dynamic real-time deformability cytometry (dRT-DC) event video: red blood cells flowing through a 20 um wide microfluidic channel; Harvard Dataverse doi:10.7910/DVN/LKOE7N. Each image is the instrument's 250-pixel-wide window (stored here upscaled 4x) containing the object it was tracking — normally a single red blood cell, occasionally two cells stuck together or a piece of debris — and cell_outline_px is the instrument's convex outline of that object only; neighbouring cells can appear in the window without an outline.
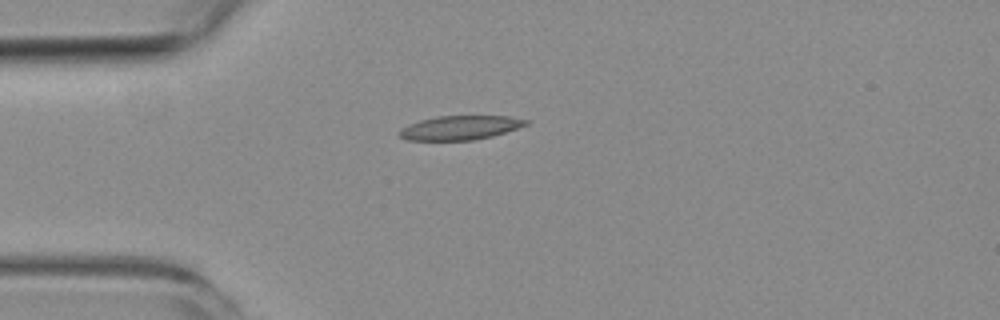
{"species": "common noctule bat (a hibernating species)", "species_latin": "Nyctalus noctula", "temperature_condition": "room temperature", "stored_images_in_passage": 4, "camera_frame_rate_fps": 3000, "um_per_image_px": 0.085, "animal": {"sex": "female", "body_mass_g": 19.3, "forearm_length_mm": 54.1}, "frame": {"image": 1, "passage_image": 1, "time_ms": 0.0, "image_size_px": [1000, 320], "cell_outline_px": [[528, 124], [492, 136], [472, 140], [404, 140], [400, 136], [400, 128], [420, 120], [436, 116], [508, 116], [528, 120]], "centroid_in_image_um": [39.08, 10.85], "position_along_channel_um": 45.9, "area_um2": 17.57}}
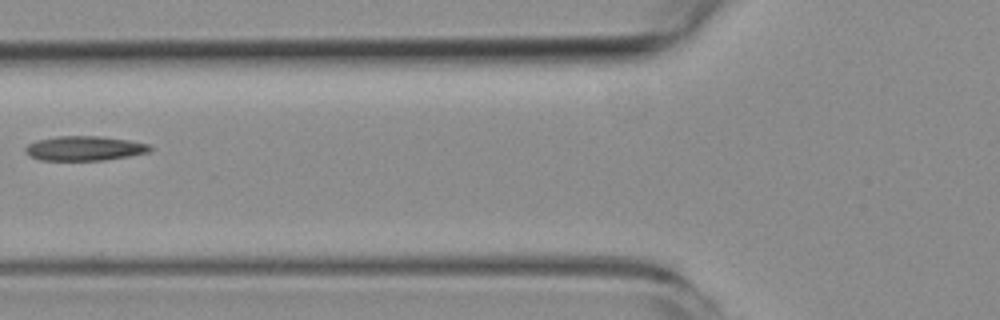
{"frame": {"image": 2, "passage_image": 3, "time_ms": 2.333, "image_size_px": [1000, 320], "cell_outline_px": [[152, 152], [104, 160], [40, 160], [28, 156], [24, 152], [24, 148], [28, 144], [36, 140], [56, 136], [100, 136], [128, 140], [148, 144], [152, 148]], "centroid_in_image_um": [7.15, 12.61], "position_along_channel_um": 118.7, "area_um2": 17.98}}
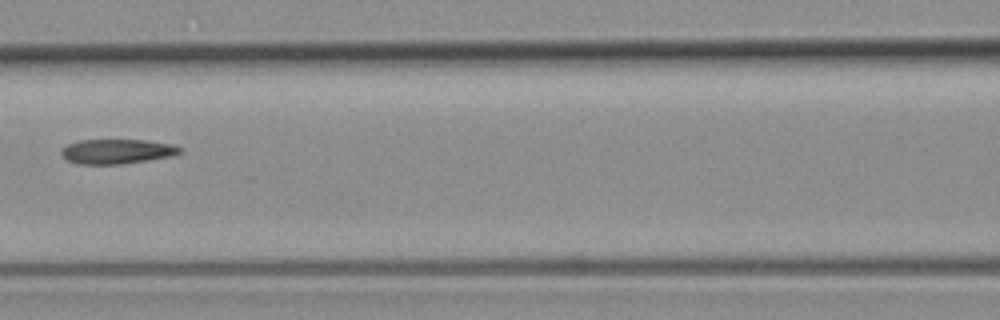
{"frame": {"image": 3, "passage_image": 4, "time_ms": 3.333, "image_size_px": [1000, 320], "cell_outline_px": [[184, 152], [172, 156], [148, 160], [120, 164], [76, 164], [68, 160], [60, 152], [68, 144], [80, 140], [144, 140], [172, 144], [184, 148]], "centroid_in_image_um": [10.0, 12.87], "position_along_channel_um": 156.6, "area_um2": 17.05}}